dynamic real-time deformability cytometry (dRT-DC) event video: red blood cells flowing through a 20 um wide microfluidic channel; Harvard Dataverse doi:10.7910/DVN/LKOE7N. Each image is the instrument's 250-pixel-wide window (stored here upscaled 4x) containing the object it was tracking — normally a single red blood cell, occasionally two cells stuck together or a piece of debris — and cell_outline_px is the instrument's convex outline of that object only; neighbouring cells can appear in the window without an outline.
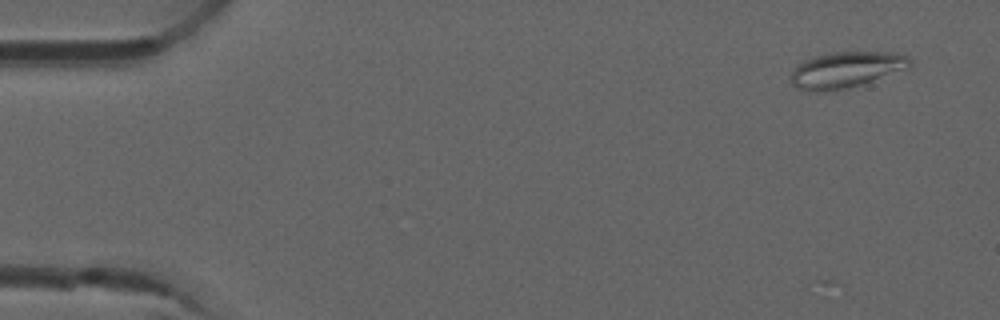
{"species": "common noctule bat (a hibernating species)", "species_latin": "Nyctalus noctula", "temperature_condition": "room temperature", "stored_images_in_passage": 52, "camera_frame_rate_fps": 3000, "um_per_image_px": 0.085, "animal": {"sex": "male", "forearm_length_mm": 52.5}, "frame": {"image": 1, "passage_image": 3, "time_ms": 0.667, "image_size_px": [1000, 320], "cell_outline_px": [[912, 64], [904, 68], [860, 84], [848, 88], [824, 92], [812, 92], [800, 88], [792, 84], [788, 76], [804, 60], [812, 56], [832, 52], [892, 52], [908, 56], [912, 60]], "centroid_in_image_um": [71.85, 5.92], "position_along_channel_um": 13.2, "area_um2": 24.62}}